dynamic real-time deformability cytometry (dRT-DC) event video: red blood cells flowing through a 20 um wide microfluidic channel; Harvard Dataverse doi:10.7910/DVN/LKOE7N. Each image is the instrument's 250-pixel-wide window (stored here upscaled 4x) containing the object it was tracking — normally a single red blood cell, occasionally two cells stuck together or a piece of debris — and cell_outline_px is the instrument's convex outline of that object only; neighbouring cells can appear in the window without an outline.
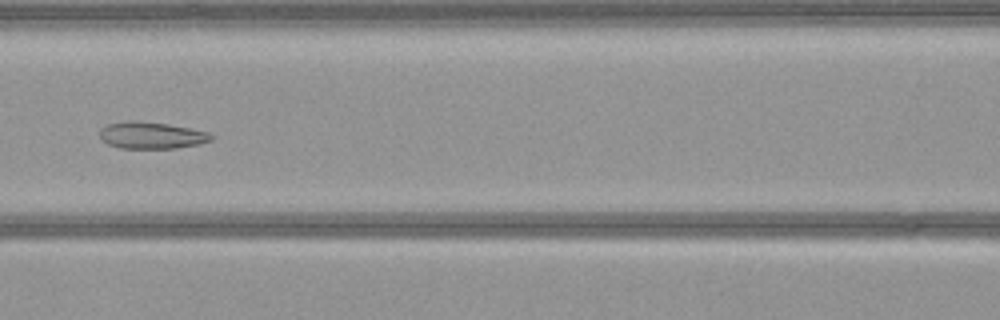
{"species": "common noctule bat (a hibernating species)", "species_latin": "Nyctalus noctula", "temperature_condition": "warm", "stored_images_in_passage": 53, "camera_frame_rate_fps": 3000, "um_per_image_px": 0.085, "animal": {"sex": "female", "body_mass_g": 21.9}, "frame": {"image": 1, "passage_image": 23, "time_ms": 7.333, "image_size_px": [1000, 320], "cell_outline_px": [[216, 136], [212, 140], [200, 144], [176, 148], [120, 148], [108, 144], [100, 136], [100, 128], [108, 124], [128, 120], [136, 120], [168, 124], [192, 128], [208, 132]], "centroid_in_image_um": [12.92, 11.49], "position_along_channel_um": 153.7, "area_um2": 17.57}}
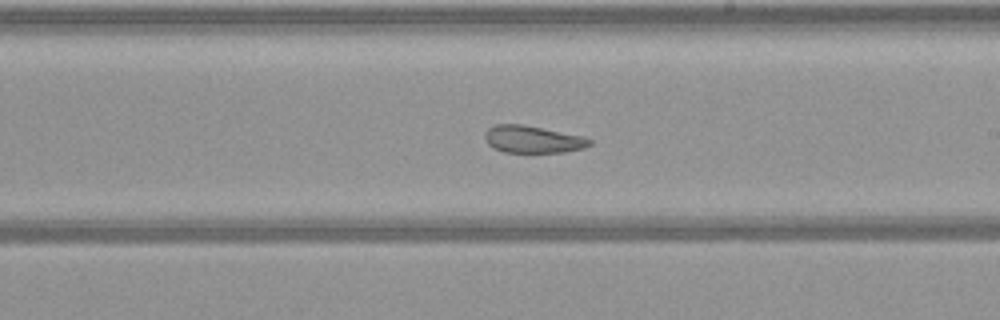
{"frame": {"image": 2, "passage_image": 30, "time_ms": 9.667, "image_size_px": [1000, 320], "cell_outline_px": [[592, 144], [584, 148], [564, 152], [504, 152], [492, 148], [488, 144], [484, 136], [484, 132], [488, 128], [496, 124], [520, 124], [584, 136], [592, 140]], "centroid_in_image_um": [45.27, 11.84], "position_along_channel_um": 243.7, "area_um2": 16.65}}
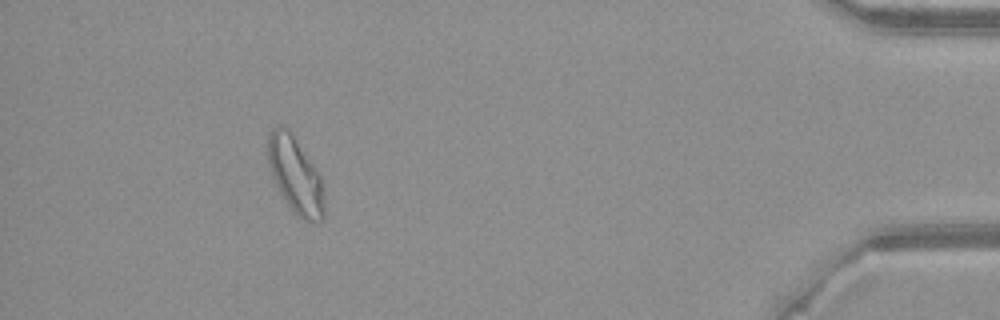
{"frame": {"image": 3, "passage_image": 48, "time_ms": 15.667, "image_size_px": [1000, 320], "cell_outline_px": [[324, 220], [312, 224], [296, 216], [280, 192], [268, 168], [268, 136], [272, 128], [276, 124], [280, 124], [288, 128], [320, 172], [324, 196]], "centroid_in_image_um": [25.13, 14.9], "position_along_channel_um": 410.1, "area_um2": 25.55}}